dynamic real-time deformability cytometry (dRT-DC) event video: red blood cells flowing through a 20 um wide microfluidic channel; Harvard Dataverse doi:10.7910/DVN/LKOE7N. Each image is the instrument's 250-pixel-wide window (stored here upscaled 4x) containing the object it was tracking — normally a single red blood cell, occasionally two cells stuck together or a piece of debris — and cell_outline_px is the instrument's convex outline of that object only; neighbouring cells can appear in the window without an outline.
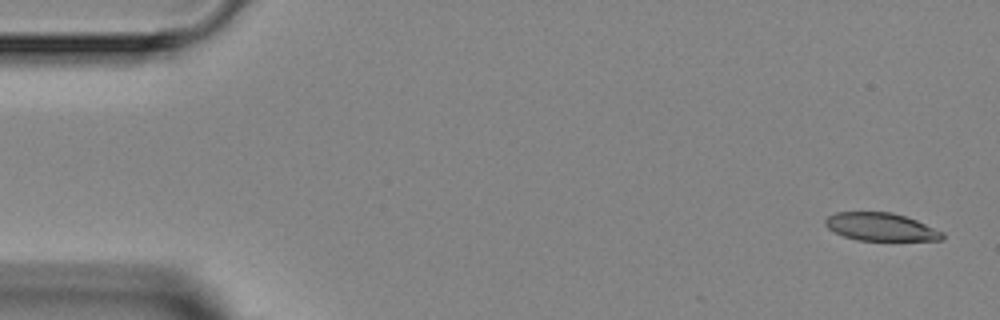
{"species": "Egyptian fruit bat (a non-hibernating species)", "species_latin": "Rousettus aegyptiacus", "temperature_condition": "room temperature", "stored_images_in_passage": 4, "segment_of_instrument_passage": [2, 2], "camera_frame_rate_fps": 3000, "um_per_image_px": 0.085, "animal": {"sex": "female"}, "frame": {"image": 1, "passage_image": 4, "time_ms": 4.333, "image_size_px": [1000, 320], "cell_outline_px": [[944, 240], [856, 240], [844, 236], [828, 228], [824, 224], [824, 220], [828, 216], [836, 212], [892, 212], [916, 220], [944, 232]], "centroid_in_image_um": [74.87, 19.28], "position_along_channel_um": 10.1, "area_um2": 18.96}}